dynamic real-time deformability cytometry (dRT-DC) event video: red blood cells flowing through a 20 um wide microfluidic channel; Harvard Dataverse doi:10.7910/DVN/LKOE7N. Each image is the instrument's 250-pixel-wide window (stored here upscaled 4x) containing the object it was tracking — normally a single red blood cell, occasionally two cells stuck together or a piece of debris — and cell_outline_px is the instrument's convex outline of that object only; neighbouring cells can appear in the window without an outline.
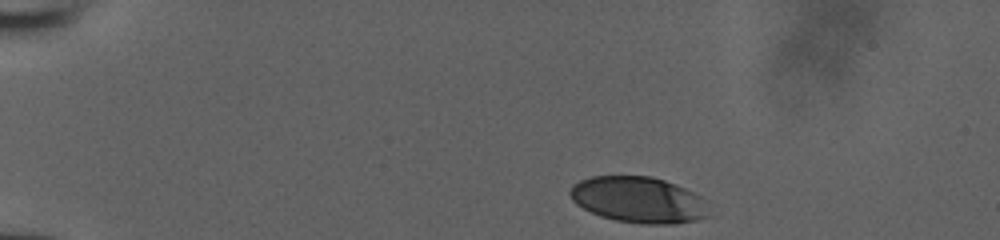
{"species": "human", "species_latin": "Homo sapiens", "temperature_condition": "room temperature", "stored_images_in_passage": 35, "camera_frame_rate_fps": 3000, "um_per_image_px": 0.085, "donor": {"sex": "male"}, "frame": {"image": 1, "passage_image": 1, "time_ms": 0.0, "image_size_px": [1000, 240], "cell_outline_px": [[716, 216], [696, 220], [672, 224], [640, 224], [616, 220], [600, 216], [576, 204], [572, 200], [568, 192], [572, 184], [580, 180], [592, 176], [652, 176], [676, 184], [704, 196]], "centroid_in_image_um": [54.38, 16.99], "position_along_channel_um": 30.6, "area_um2": 38.21}}
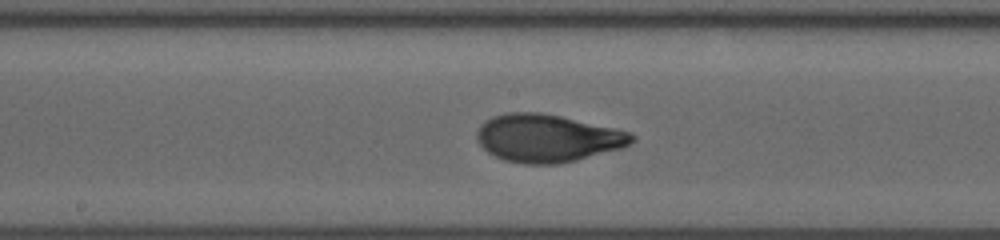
{"frame": {"image": 2, "passage_image": 20, "time_ms": 6.333, "image_size_px": [1000, 240], "cell_outline_px": [[636, 140], [624, 148], [560, 164], [524, 164], [504, 160], [488, 152], [476, 140], [476, 132], [480, 124], [484, 120], [492, 116], [508, 112], [540, 112], [560, 116], [616, 128], [632, 132], [636, 136]], "centroid_in_image_um": [46.55, 11.74], "position_along_channel_um": 201.6, "area_um2": 43.52}}
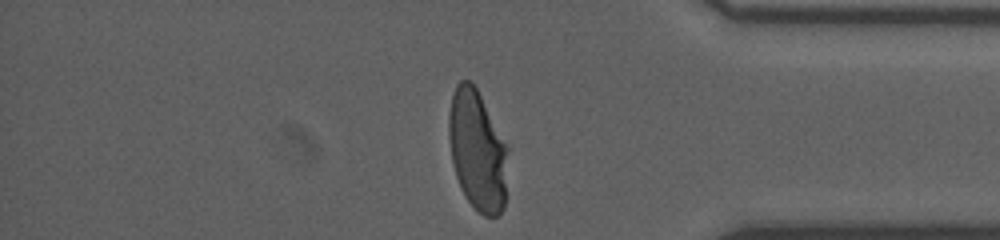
{"frame": {"image": 3, "passage_image": 35, "time_ms": 11.333, "image_size_px": [1000, 240], "cell_outline_px": [[508, 152], [504, 208], [496, 216], [484, 216], [464, 196], [456, 176], [452, 164], [448, 136], [448, 116], [452, 96], [456, 84], [460, 80], [468, 80], [476, 88], [508, 148]], "centroid_in_image_um": [40.56, 12.8], "position_along_channel_um": 394.6, "area_um2": 41.15}}